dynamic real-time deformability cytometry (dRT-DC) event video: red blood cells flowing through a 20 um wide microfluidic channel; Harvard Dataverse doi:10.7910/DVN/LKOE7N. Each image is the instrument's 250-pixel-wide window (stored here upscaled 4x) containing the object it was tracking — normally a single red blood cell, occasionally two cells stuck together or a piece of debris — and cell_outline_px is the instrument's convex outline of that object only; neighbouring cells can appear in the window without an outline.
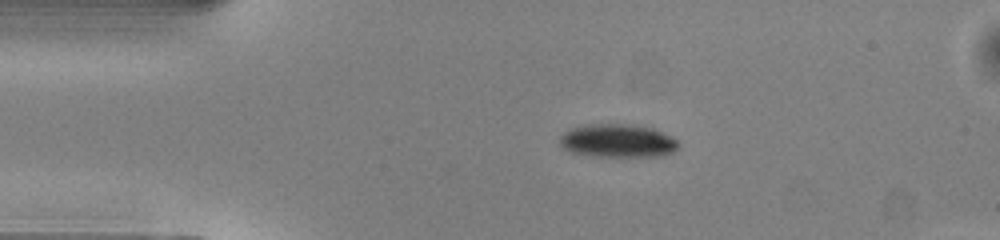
{"species": "common noctule bat (a hibernating species)", "species_latin": "Nyctalus noctula", "temperature_condition": "warm", "stored_images_in_passage": 40, "camera_frame_rate_fps": 3000, "um_per_image_px": 0.085, "animal": {"sex": "male", "body_mass_g": 13.0, "forearm_length_mm": 53.1}, "frame": {"image": 1, "passage_image": 1, "time_ms": 0.0, "image_size_px": [1000, 240], "cell_outline_px": [[680, 148], [664, 156], [596, 156], [572, 152], [564, 148], [560, 144], [560, 136], [564, 132], [572, 128], [588, 124], [636, 124], [652, 128], [676, 140], [680, 144]], "centroid_in_image_um": [52.52, 11.96], "position_along_channel_um": 32.5, "area_um2": 22.95}}
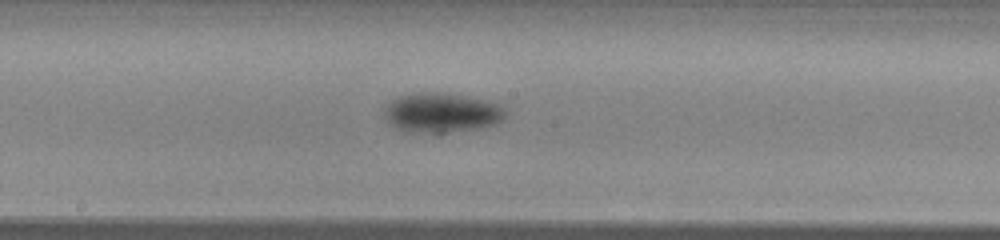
{"frame": {"image": 2, "passage_image": 17, "time_ms": 5.333, "image_size_px": [1000, 240], "cell_outline_px": [[504, 120], [496, 124], [480, 128], [440, 136], [436, 136], [404, 132], [396, 128], [384, 116], [384, 108], [392, 100], [400, 96], [416, 92], [436, 92], [464, 96], [496, 104], [504, 108]], "centroid_in_image_um": [37.49, 9.65], "position_along_channel_um": 210.7, "area_um2": 28.67}}
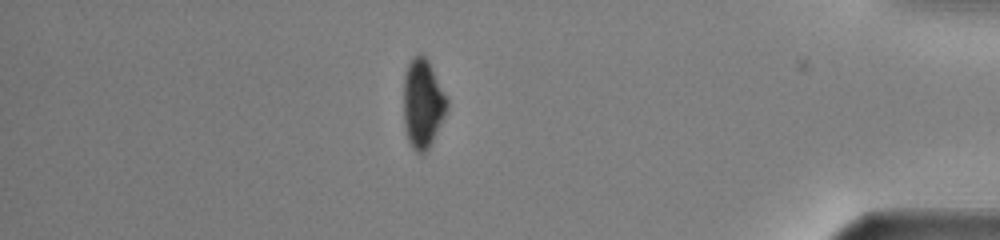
{"frame": {"image": 3, "passage_image": 34, "time_ms": 11.0, "image_size_px": [1000, 240], "cell_outline_px": [[448, 104], [444, 116], [428, 148], [424, 152], [416, 152], [412, 148], [408, 140], [404, 124], [404, 72], [412, 56], [420, 52], [428, 60], [448, 96]], "centroid_in_image_um": [35.93, 8.73], "position_along_channel_um": 399.3, "area_um2": 22.54}}